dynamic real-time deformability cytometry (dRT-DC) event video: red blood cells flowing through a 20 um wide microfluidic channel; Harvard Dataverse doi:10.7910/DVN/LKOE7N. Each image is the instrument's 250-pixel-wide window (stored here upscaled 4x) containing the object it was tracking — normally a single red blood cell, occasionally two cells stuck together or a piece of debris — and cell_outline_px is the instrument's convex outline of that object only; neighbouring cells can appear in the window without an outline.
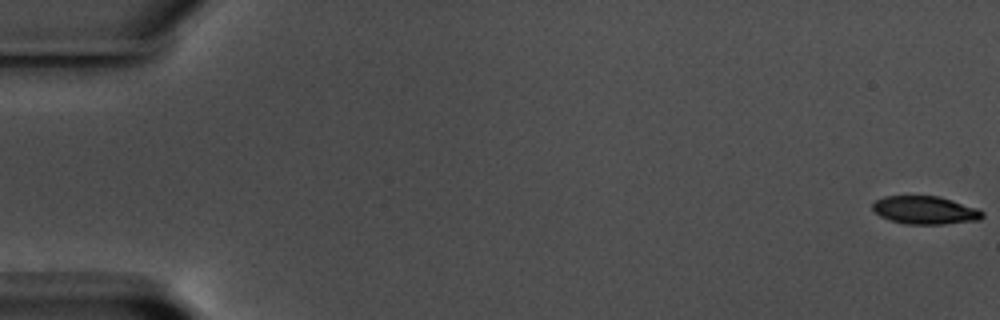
{"species": "common noctule bat (a hibernating species)", "species_latin": "Nyctalus noctula", "temperature_condition": "warm", "stored_images_in_passage": 54, "camera_frame_rate_fps": 3000, "um_per_image_px": 0.085, "animal": {"sex": "male", "body_mass_g": 17.5, "forearm_length_mm": 52.3}, "frame": {"image": 1, "passage_image": 1, "time_ms": 0.0, "image_size_px": [1000, 320], "cell_outline_px": [[984, 216], [980, 220], [944, 224], [904, 224], [880, 216], [872, 208], [872, 204], [876, 200], [884, 196], [940, 196], [976, 208], [984, 212]], "centroid_in_image_um": [78.65, 17.86], "position_along_channel_um": 6.4, "area_um2": 17.92}}
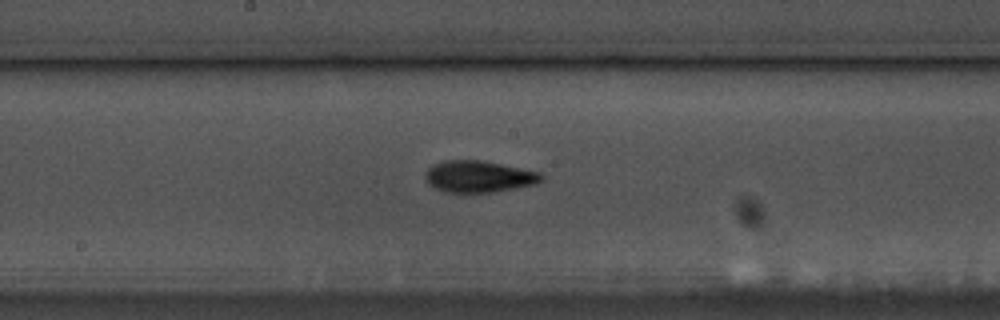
{"frame": {"image": 2, "passage_image": 32, "time_ms": 10.333, "image_size_px": [1000, 320], "cell_outline_px": [[544, 180], [536, 184], [492, 192], [444, 192], [428, 184], [424, 176], [424, 172], [432, 164], [444, 160], [480, 160], [540, 172], [544, 176]], "centroid_in_image_um": [40.67, 15.0], "position_along_channel_um": 207.5, "area_um2": 21.44}}
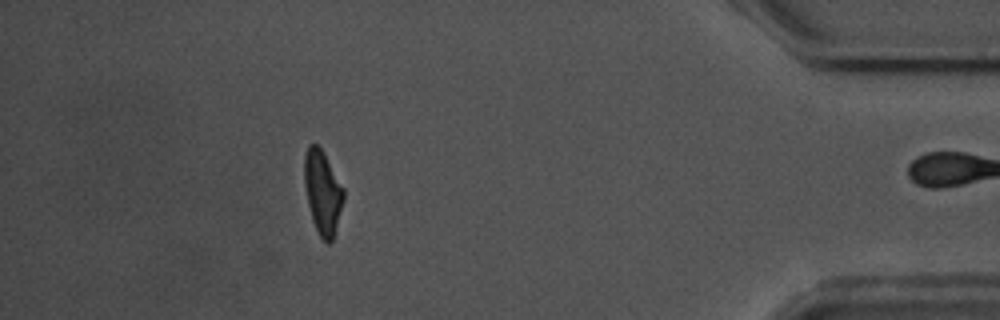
{"frame": {"image": 3, "passage_image": 53, "time_ms": 17.333, "image_size_px": [1000, 320], "cell_outline_px": [[344, 200], [332, 240], [328, 244], [320, 236], [312, 220], [308, 204], [304, 184], [304, 156], [308, 144], [316, 144], [324, 152], [344, 188]], "centroid_in_image_um": [27.42, 16.3], "position_along_channel_um": 407.8, "area_um2": 19.07}, "authors_computed_cell_mechanics": {"area_um2": 19.5942, "velocity_mm_per_s": 3.5599, "shape_relaxation_time_tau1_ms": 3.4724, "shape_relaxation_time_tau2_ms": 3.245, "deformation_change_tau1": 0.1651, "deformation_change_tau2": 0.1058}}